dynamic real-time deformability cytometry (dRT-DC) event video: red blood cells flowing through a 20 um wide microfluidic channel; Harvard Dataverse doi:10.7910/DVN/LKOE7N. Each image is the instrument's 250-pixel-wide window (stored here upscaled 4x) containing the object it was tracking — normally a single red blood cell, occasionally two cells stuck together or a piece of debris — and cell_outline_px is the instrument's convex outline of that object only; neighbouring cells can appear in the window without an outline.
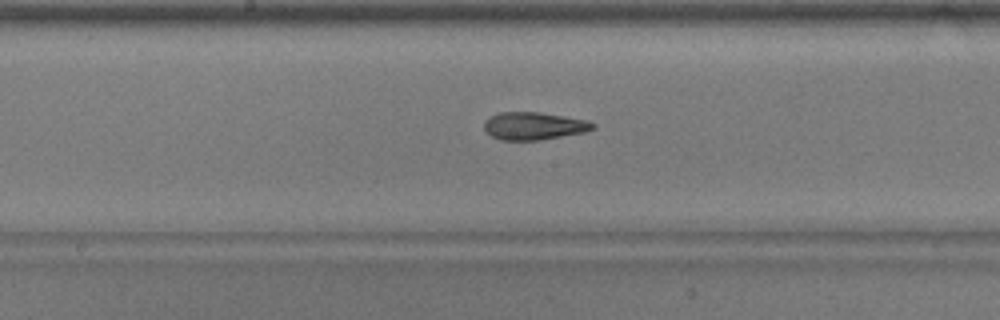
{"species": "common noctule bat (a hibernating species)", "species_latin": "Nyctalus noctula", "temperature_condition": "warm", "stored_images_in_passage": 40, "camera_frame_rate_fps": 3000, "um_per_image_px": 0.085, "animal": {"sex": "male", "body_mass_g": 17.9}, "frame": {"image": 1, "passage_image": 16, "time_ms": 5.0, "image_size_px": [1000, 320], "cell_outline_px": [[596, 128], [584, 132], [540, 140], [500, 140], [492, 136], [484, 128], [484, 120], [500, 112], [540, 112], [588, 120], [596, 124]], "centroid_in_image_um": [45.4, 10.7], "position_along_channel_um": 202.8, "area_um2": 17.51}}
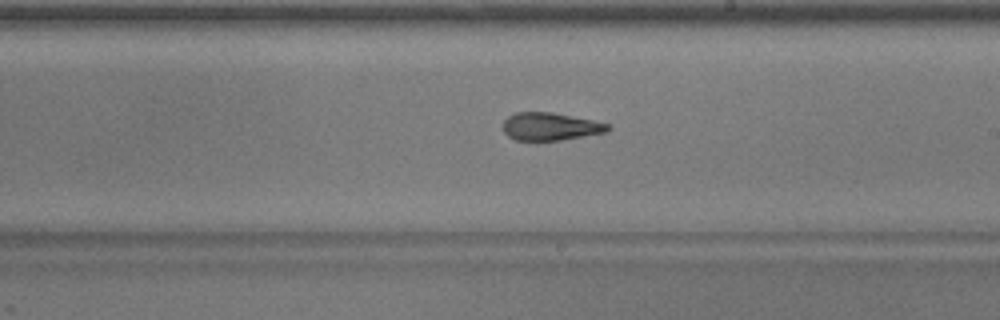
{"frame": {"image": 2, "passage_image": 19, "time_ms": 6.0, "image_size_px": [1000, 320], "cell_outline_px": [[612, 128], [608, 132], [560, 140], [516, 140], [508, 136], [504, 132], [504, 120], [508, 116], [516, 112], [552, 112], [592, 120], [608, 124]], "centroid_in_image_um": [46.79, 10.75], "position_along_channel_um": 242.2, "area_um2": 16.88}}
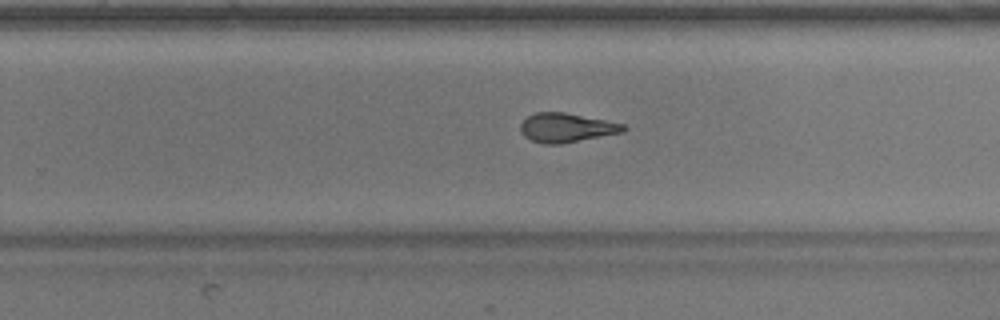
{"frame": {"image": 3, "passage_image": 22, "time_ms": 7.0, "image_size_px": [1000, 320], "cell_outline_px": [[628, 128], [624, 132], [560, 144], [544, 144], [532, 140], [524, 136], [520, 132], [520, 124], [528, 116], [536, 112], [564, 112], [624, 124]], "centroid_in_image_um": [48.14, 10.85], "position_along_channel_um": 281.7, "area_um2": 17.4}}